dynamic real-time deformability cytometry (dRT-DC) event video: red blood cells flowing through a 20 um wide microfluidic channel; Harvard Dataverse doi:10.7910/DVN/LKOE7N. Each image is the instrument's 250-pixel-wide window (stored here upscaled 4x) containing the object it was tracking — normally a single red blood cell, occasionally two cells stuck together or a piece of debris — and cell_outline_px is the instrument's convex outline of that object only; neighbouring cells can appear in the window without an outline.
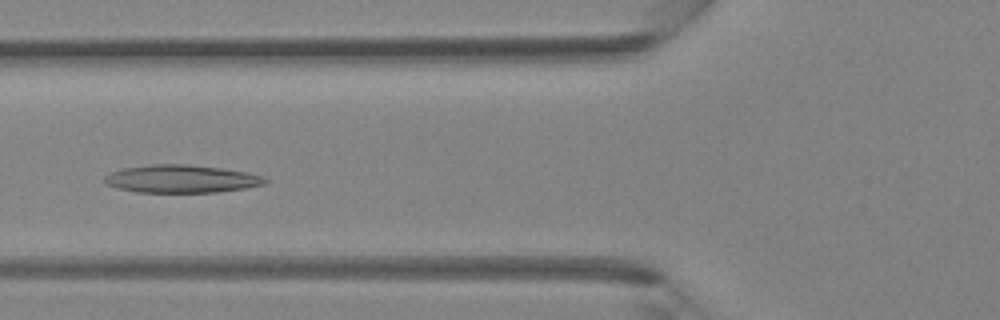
{"species": "Egyptian fruit bat (a non-hibernating species)", "species_latin": "Rousettus aegyptiacus", "temperature_condition": "room temperature", "stored_images_in_passage": 34, "camera_frame_rate_fps": 3000, "um_per_image_px": 0.085, "animal": {"sex": "female"}, "frame": {"image": 1, "passage_image": 8, "time_ms": 2.333, "image_size_px": [1000, 320], "cell_outline_px": [[268, 180], [264, 184], [244, 188], [216, 192], [136, 192], [116, 188], [104, 184], [104, 176], [112, 172], [124, 168], [148, 164], [184, 164], [220, 168], [248, 172], [264, 176]], "centroid_in_image_um": [15.38, 15.2], "position_along_channel_um": 110.4, "area_um2": 26.07}}
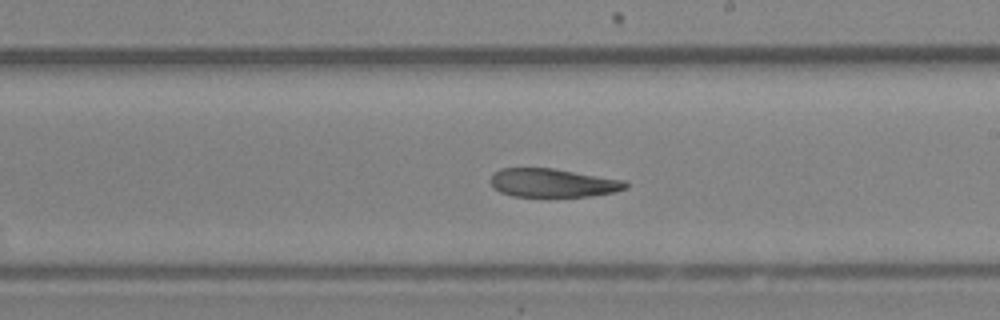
{"frame": {"image": 2, "passage_image": 16, "time_ms": 5.0, "image_size_px": [1000, 320], "cell_outline_px": [[628, 188], [616, 192], [592, 196], [512, 196], [500, 192], [492, 188], [488, 180], [492, 172], [500, 168], [552, 168], [624, 180], [628, 184]], "centroid_in_image_um": [46.94, 15.54], "position_along_channel_um": 242.1, "area_um2": 22.72}}
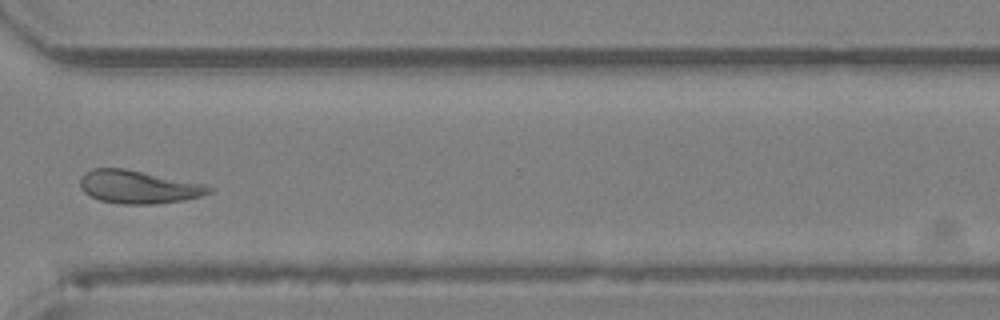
{"frame": {"image": 3, "passage_image": 23, "time_ms": 7.333, "image_size_px": [1000, 320], "cell_outline_px": [[212, 192], [200, 196], [180, 200], [156, 204], [120, 204], [100, 200], [84, 192], [80, 188], [80, 176], [84, 172], [92, 168], [124, 168], [204, 184], [212, 188]], "centroid_in_image_um": [11.71, 15.88], "position_along_channel_um": 358.9, "area_um2": 24.68}}